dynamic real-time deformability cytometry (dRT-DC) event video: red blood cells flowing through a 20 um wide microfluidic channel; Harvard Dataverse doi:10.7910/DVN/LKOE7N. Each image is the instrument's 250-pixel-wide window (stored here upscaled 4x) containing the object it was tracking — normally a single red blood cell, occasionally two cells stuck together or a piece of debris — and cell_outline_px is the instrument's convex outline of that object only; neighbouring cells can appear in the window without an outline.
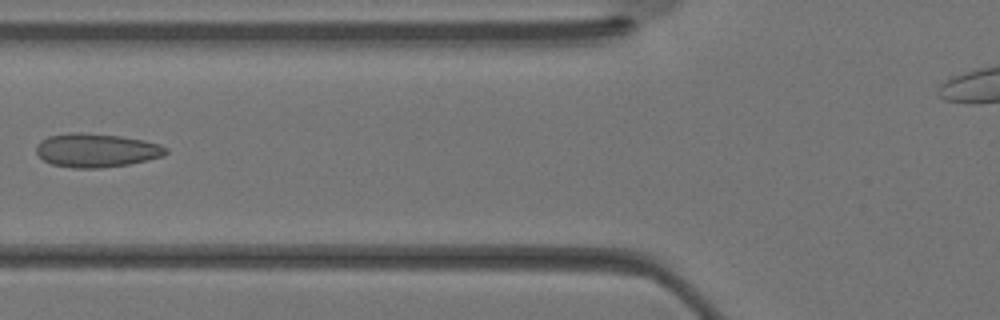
{"species": "Egyptian fruit bat (a non-hibernating species)", "species_latin": "Rousettus aegyptiacus", "temperature_condition": "warm", "stored_images_in_passage": 31, "camera_frame_rate_fps": 3000, "um_per_image_px": 0.085, "animal": {"sex": "female"}, "frame": {"image": 1, "passage_image": 9, "time_ms": 2.667, "image_size_px": [1000, 320], "cell_outline_px": [[168, 152], [164, 156], [148, 160], [128, 164], [100, 168], [72, 168], [52, 164], [44, 160], [36, 152], [36, 148], [40, 140], [48, 136], [68, 132], [80, 132], [120, 136], [144, 140], [160, 144], [168, 148]], "centroid_in_image_um": [8.2, 12.77], "position_along_channel_um": 117.6, "area_um2": 25.61}}
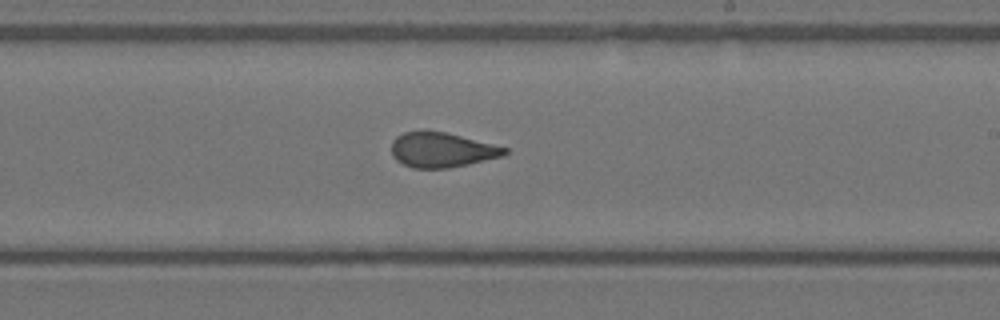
{"frame": {"image": 2, "passage_image": 16, "time_ms": 5.0, "image_size_px": [1000, 320], "cell_outline_px": [[508, 152], [504, 156], [468, 164], [448, 168], [412, 168], [396, 160], [392, 156], [392, 140], [396, 136], [404, 132], [444, 132], [508, 148]], "centroid_in_image_um": [37.54, 12.76], "position_along_channel_um": 251.5, "area_um2": 22.66}}
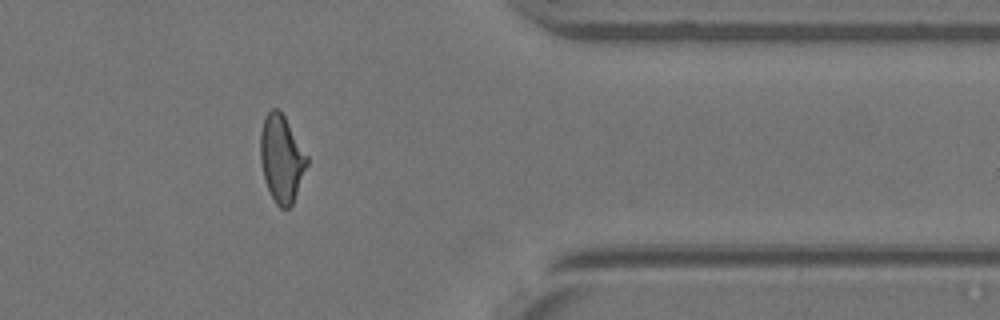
{"frame": {"image": 3, "passage_image": 24, "time_ms": 7.667, "image_size_px": [1000, 320], "cell_outline_px": [[308, 164], [292, 204], [288, 208], [280, 208], [276, 204], [264, 180], [260, 160], [260, 132], [264, 116], [272, 108], [276, 108], [284, 116], [308, 156]], "centroid_in_image_um": [23.92, 13.47], "position_along_channel_um": 387.5, "area_um2": 23.52}}